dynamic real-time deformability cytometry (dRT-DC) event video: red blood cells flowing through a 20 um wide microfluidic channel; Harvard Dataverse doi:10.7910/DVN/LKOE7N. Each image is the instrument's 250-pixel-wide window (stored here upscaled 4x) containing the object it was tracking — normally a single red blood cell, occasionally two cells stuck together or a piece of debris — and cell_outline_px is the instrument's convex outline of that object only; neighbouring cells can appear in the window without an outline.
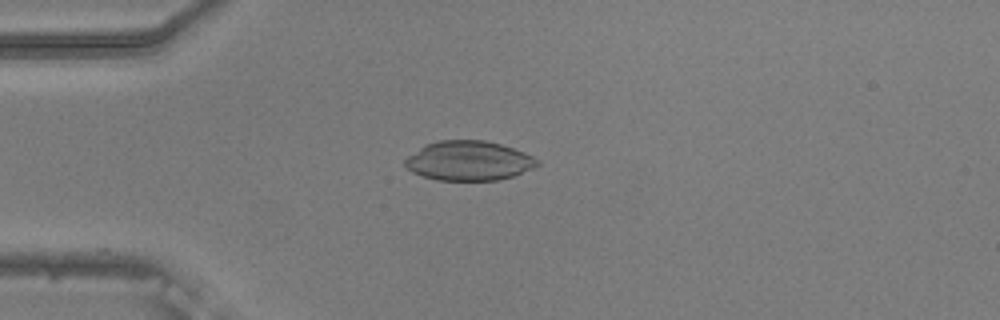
{"species": "common noctule bat (a hibernating species)", "species_latin": "Nyctalus noctula", "temperature_condition": "warm", "stored_images_in_passage": 41, "camera_frame_rate_fps": 3000, "um_per_image_px": 0.085, "animal": {"sex": "male", "body_mass_g": 20.5, "forearm_length_mm": 52.5}, "frame": {"image": 1, "passage_image": 1, "time_ms": 0.0, "image_size_px": [1000, 320], "cell_outline_px": [[540, 164], [532, 168], [512, 176], [496, 180], [436, 180], [412, 172], [404, 164], [404, 160], [408, 156], [424, 144], [436, 140], [484, 140], [500, 144], [524, 152], [540, 160]], "centroid_in_image_um": [39.82, 13.65], "position_along_channel_um": 45.2, "area_um2": 30.4}}
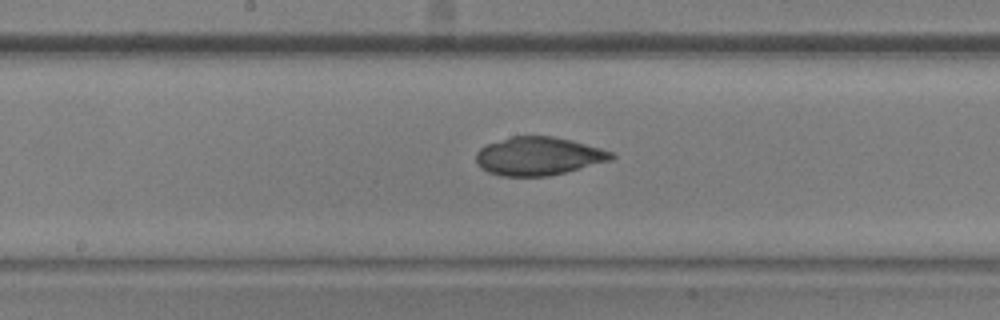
{"frame": {"image": 2, "passage_image": 15, "time_ms": 4.667, "image_size_px": [1000, 320], "cell_outline_px": [[616, 156], [612, 160], [548, 176], [500, 176], [488, 172], [480, 168], [476, 164], [476, 152], [480, 148], [488, 144], [512, 136], [552, 136], [572, 140], [600, 148], [612, 152]], "centroid_in_image_um": [45.75, 13.27], "position_along_channel_um": 202.5, "area_um2": 30.11}}
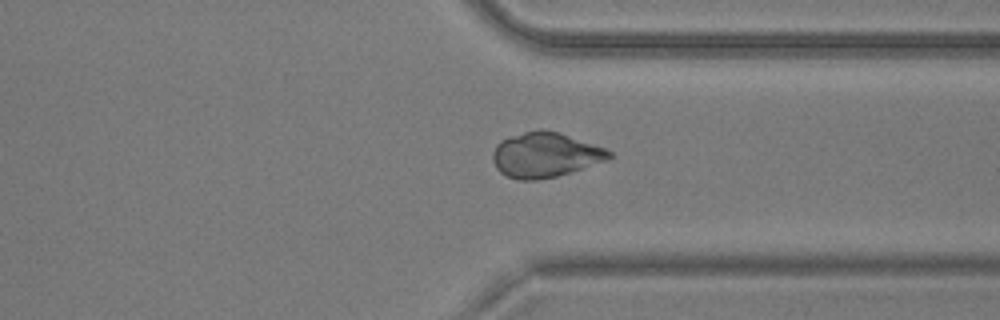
{"frame": {"image": 3, "passage_image": 28, "time_ms": 9.0, "image_size_px": [1000, 320], "cell_outline_px": [[612, 156], [608, 160], [556, 176], [536, 180], [516, 180], [500, 172], [496, 168], [492, 160], [492, 152], [496, 144], [500, 140], [508, 136], [540, 128], [544, 128], [560, 132], [604, 148], [612, 152]], "centroid_in_image_um": [46.3, 13.15], "position_along_channel_um": 365.1, "area_um2": 30.63}}